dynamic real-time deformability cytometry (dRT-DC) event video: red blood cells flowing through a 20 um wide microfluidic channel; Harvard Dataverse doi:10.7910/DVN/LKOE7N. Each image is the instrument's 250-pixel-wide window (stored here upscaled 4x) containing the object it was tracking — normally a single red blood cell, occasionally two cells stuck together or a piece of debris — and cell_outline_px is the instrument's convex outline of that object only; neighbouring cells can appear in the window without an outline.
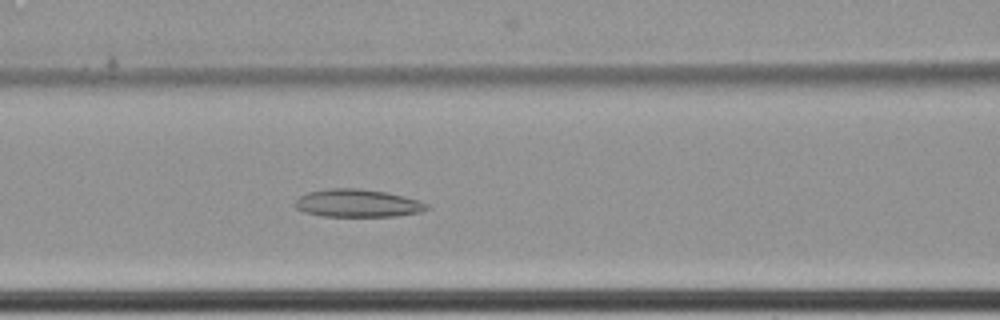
{"species": "common noctule bat (a hibernating species)", "species_latin": "Nyctalus noctula", "temperature_condition": "cold", "stored_images_in_passage": 66, "camera_frame_rate_fps": 3000, "um_per_image_px": 0.085, "animal": {"sex": "female", "body_mass_g": 22.7, "forearm_length_mm": 54.2}, "frame": {"image": 1, "passage_image": 32, "time_ms": 10.333, "image_size_px": [1000, 320], "cell_outline_px": [[428, 208], [420, 212], [396, 216], [324, 216], [304, 212], [296, 208], [296, 200], [300, 196], [308, 192], [328, 188], [360, 188], [388, 192], [404, 196], [428, 204]], "centroid_in_image_um": [30.39, 17.26], "position_along_channel_um": 136.2, "area_um2": 21.27}}
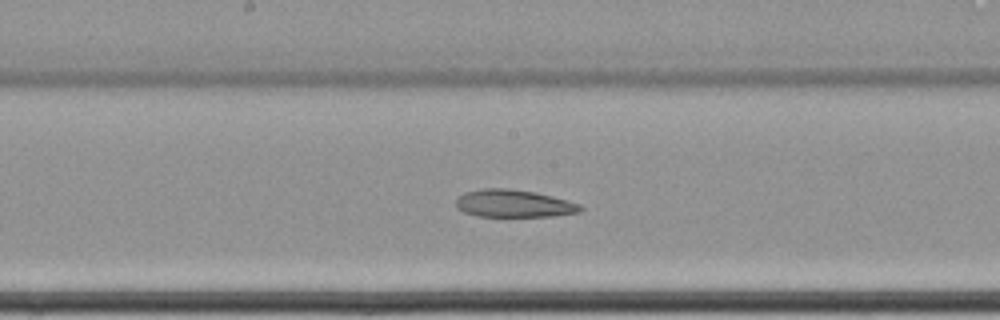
{"frame": {"image": 2, "passage_image": 38, "time_ms": 12.333, "image_size_px": [1000, 320], "cell_outline_px": [[584, 208], [580, 212], [556, 216], [480, 216], [464, 212], [456, 208], [456, 200], [464, 192], [484, 188], [508, 188], [532, 192], [552, 196], [580, 204]], "centroid_in_image_um": [43.67, 17.3], "position_along_channel_um": 204.5, "area_um2": 19.88}}
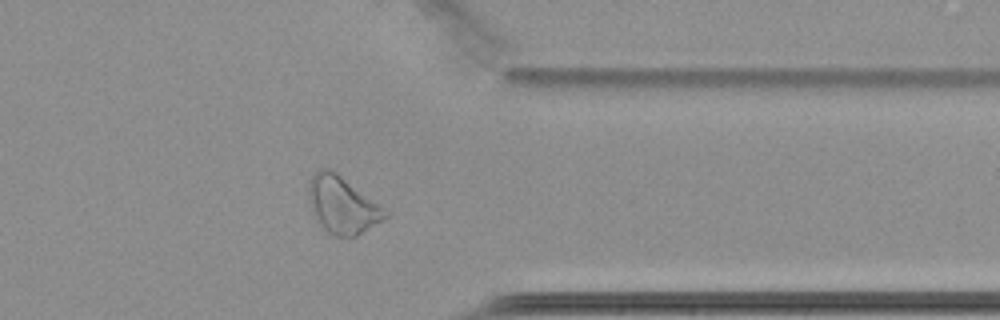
{"frame": {"image": 3, "passage_image": 54, "time_ms": 17.667, "image_size_px": [1000, 320], "cell_outline_px": [[388, 216], [384, 220], [356, 236], [336, 236], [320, 228], [312, 216], [308, 200], [308, 180], [320, 168], [332, 168], [388, 212]], "centroid_in_image_um": [29.03, 17.42], "position_along_channel_um": 382.4, "area_um2": 25.66}, "authors_computed_cell_mechanics": {"area_um2": 27.8018, "velocity_mm_per_s": 3.4207, "shape_relaxation_time_tau1_ms": null, "shape_relaxation_time_tau2_ms": 3.3813, "deformation_change_tau1": null, "deformation_change_tau2": 0.1097}}